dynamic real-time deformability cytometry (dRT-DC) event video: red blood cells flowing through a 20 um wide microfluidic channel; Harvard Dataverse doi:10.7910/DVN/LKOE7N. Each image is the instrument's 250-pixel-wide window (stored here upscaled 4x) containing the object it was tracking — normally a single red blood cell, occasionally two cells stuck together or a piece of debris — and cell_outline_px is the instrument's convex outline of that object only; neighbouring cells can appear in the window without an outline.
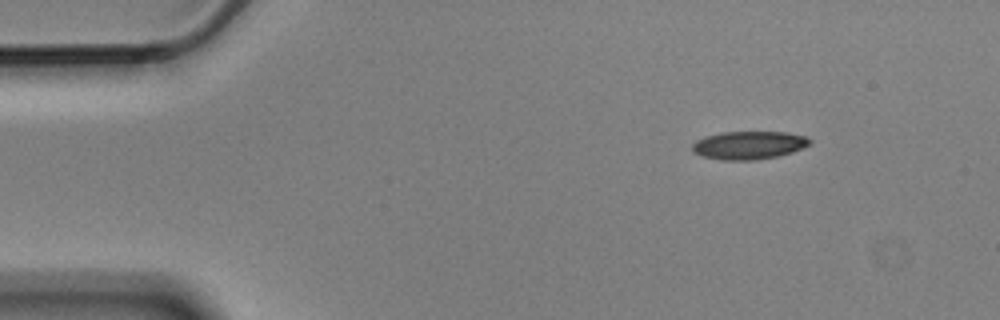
{"species": "Egyptian fruit bat (a non-hibernating species)", "species_latin": "Rousettus aegyptiacus", "temperature_condition": "cold", "stored_images_in_passage": 4, "segment_of_instrument_passage": [2, 2], "camera_frame_rate_fps": 3000, "um_per_image_px": 0.085, "animal": {"sex": "male"}, "frame": {"image": 1, "passage_image": 4, "time_ms": 1.0, "image_size_px": [1000, 320], "cell_outline_px": [[812, 140], [808, 144], [792, 152], [776, 156], [756, 160], [720, 160], [700, 156], [692, 152], [692, 144], [696, 140], [720, 132], [784, 132], [808, 136]], "centroid_in_image_um": [63.61, 12.34], "position_along_channel_um": 21.4, "area_um2": 19.25}}